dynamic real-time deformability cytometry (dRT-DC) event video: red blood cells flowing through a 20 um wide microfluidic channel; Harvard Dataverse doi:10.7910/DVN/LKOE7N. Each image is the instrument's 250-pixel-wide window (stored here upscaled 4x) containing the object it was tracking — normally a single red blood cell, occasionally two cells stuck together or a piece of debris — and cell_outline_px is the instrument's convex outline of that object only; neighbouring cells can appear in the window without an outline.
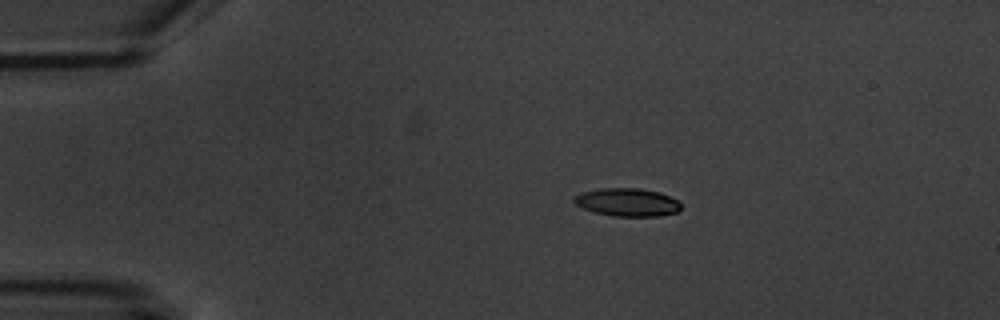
{"species": "common noctule bat (a hibernating species)", "species_latin": "Nyctalus noctula", "temperature_condition": "warm", "stored_images_in_passage": 6, "camera_frame_rate_fps": 3000, "um_per_image_px": 0.085, "animal": {"sex": "male", "body_mass_g": 20.1, "forearm_length_mm": 53.5}, "frame": {"image": 1, "passage_image": 4, "time_ms": 3.333, "image_size_px": [1000, 320], "cell_outline_px": [[680, 208], [676, 212], [660, 216], [612, 216], [596, 212], [584, 208], [576, 204], [572, 200], [580, 192], [600, 188], [640, 188], [660, 192], [680, 200]], "centroid_in_image_um": [53.34, 17.18], "position_along_channel_um": 31.7, "area_um2": 17.51}}
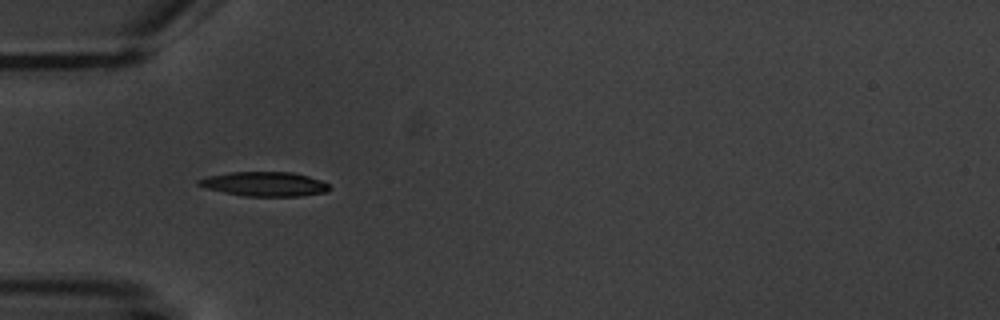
{"frame": {"image": 2, "passage_image": 6, "time_ms": 5.667, "image_size_px": [1000, 320], "cell_outline_px": [[332, 188], [328, 192], [300, 196], [244, 196], [224, 192], [208, 188], [196, 184], [196, 180], [208, 176], [228, 172], [292, 172], [308, 176], [320, 180], [328, 184]], "centroid_in_image_um": [22.5, 15.64], "position_along_channel_um": 62.5, "area_um2": 18.61}}